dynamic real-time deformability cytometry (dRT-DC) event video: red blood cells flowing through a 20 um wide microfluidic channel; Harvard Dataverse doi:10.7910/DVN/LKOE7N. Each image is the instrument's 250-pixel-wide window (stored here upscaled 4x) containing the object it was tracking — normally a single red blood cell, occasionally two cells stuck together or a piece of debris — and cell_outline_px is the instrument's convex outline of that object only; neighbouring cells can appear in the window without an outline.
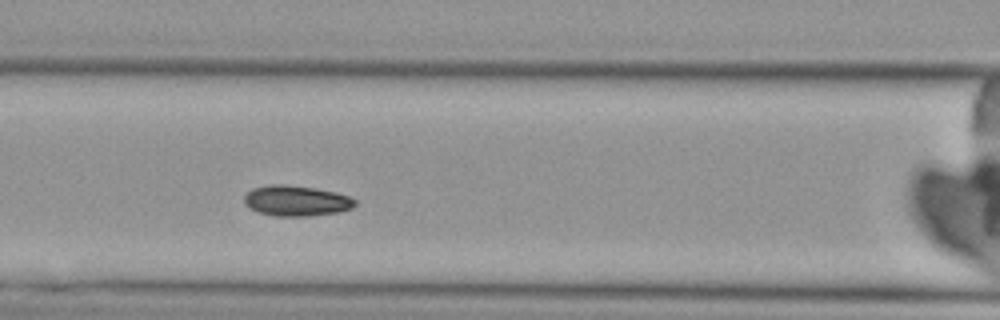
{"species": "Egyptian fruit bat (a non-hibernating species)", "species_latin": "Rousettus aegyptiacus", "temperature_condition": "cold", "stored_images_in_passage": 16, "camera_frame_rate_fps": 3000, "um_per_image_px": 0.085, "animal": {"sex": "female"}, "frame": {"image": 1, "passage_image": 7, "time_ms": 7.667, "image_size_px": [1000, 320], "cell_outline_px": [[356, 204], [352, 208], [340, 212], [308, 216], [276, 216], [260, 212], [248, 208], [244, 204], [244, 196], [252, 188], [268, 184], [284, 184], [316, 188], [336, 192], [348, 196], [356, 200]], "centroid_in_image_um": [25.17, 17.06], "position_along_channel_um": 141.4, "area_um2": 19.88}}
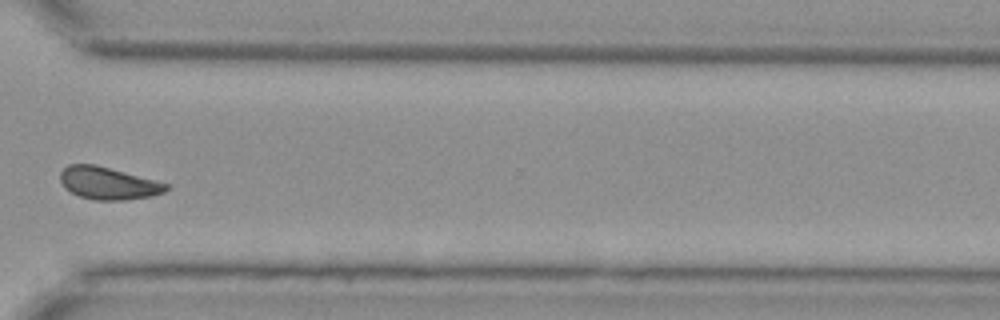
{"frame": {"image": 2, "passage_image": 12, "time_ms": 13.667, "image_size_px": [1000, 320], "cell_outline_px": [[168, 188], [164, 192], [152, 196], [124, 200], [92, 200], [80, 196], [64, 188], [60, 180], [60, 172], [68, 164], [96, 164], [156, 180], [168, 184]], "centroid_in_image_um": [9.18, 15.57], "position_along_channel_um": 361.4, "area_um2": 20.06}}
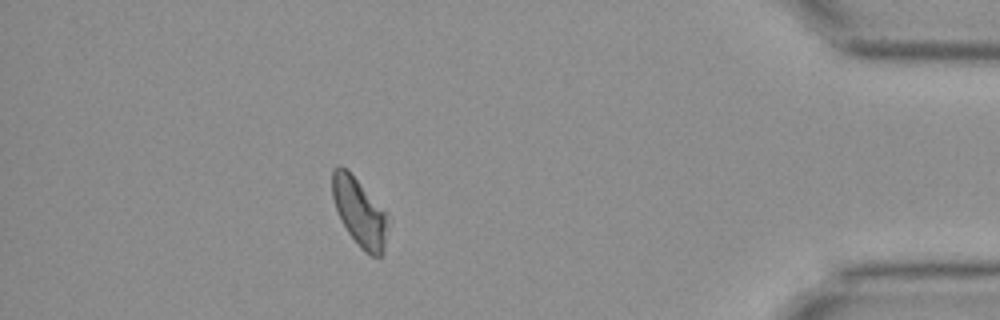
{"frame": {"image": 3, "passage_image": 16, "time_ms": 20.0, "image_size_px": [1000, 320], "cell_outline_px": [[388, 216], [384, 244], [380, 260], [364, 252], [360, 248], [348, 232], [336, 208], [332, 196], [332, 172], [340, 164], [360, 184]], "centroid_in_image_um": [30.54, 18.09], "position_along_channel_um": 404.7, "area_um2": 21.15}, "authors_computed_cell_mechanics": {"area_um2": 19.7676, "velocity_mm_per_s": 3.6499, "shape_relaxation_time_tau1_ms": null, "shape_relaxation_time_tau2_ms": 5.1388, "deformation_change_tau1": null, "deformation_change_tau2": 0.0914}}